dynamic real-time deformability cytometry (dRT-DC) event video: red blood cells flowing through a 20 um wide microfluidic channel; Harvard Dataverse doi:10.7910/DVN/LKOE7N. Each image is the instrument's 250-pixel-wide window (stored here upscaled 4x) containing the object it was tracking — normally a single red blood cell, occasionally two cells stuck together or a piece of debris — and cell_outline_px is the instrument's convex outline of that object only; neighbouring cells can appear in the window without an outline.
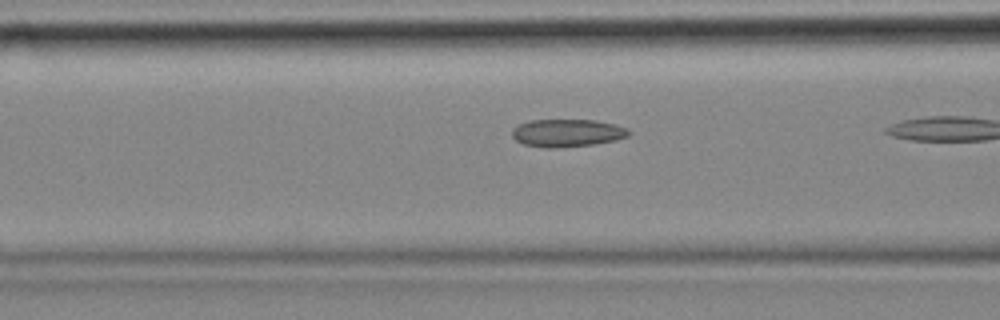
{"species": "common noctule bat (a hibernating species)", "species_latin": "Nyctalus noctula", "temperature_condition": "cold", "stored_images_in_passage": 13, "camera_frame_rate_fps": 3000, "um_per_image_px": 0.085, "animal": {"sex": "female", "body_mass_g": 18.4}, "frame": {"image": 1, "passage_image": 11, "time_ms": 3.333, "image_size_px": [1000, 320], "cell_outline_px": [[632, 132], [628, 136], [616, 140], [592, 144], [556, 148], [544, 148], [524, 144], [516, 140], [512, 136], [512, 128], [528, 120], [596, 120], [616, 124], [628, 128]], "centroid_in_image_um": [48.23, 11.29], "position_along_channel_um": 118.4, "area_um2": 18.96}}